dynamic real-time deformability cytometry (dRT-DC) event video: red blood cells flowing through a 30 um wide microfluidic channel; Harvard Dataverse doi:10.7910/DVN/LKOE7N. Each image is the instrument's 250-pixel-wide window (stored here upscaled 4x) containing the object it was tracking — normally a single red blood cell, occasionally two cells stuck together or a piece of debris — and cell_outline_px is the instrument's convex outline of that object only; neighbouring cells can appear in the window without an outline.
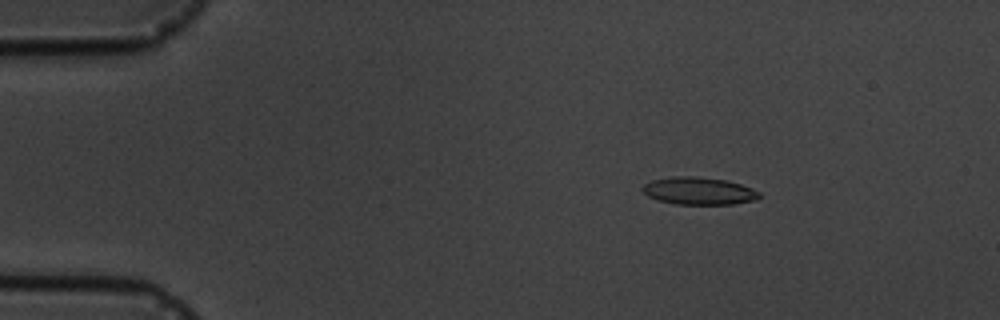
{"species": "common noctule bat (a hibernating species)", "species_latin": "Nyctalus noctula", "temperature_condition": "cold", "stored_images_in_passage": 4, "camera_frame_rate_fps": 3000, "um_per_image_px": 0.085, "animal": {"sex": "male", "body_mass_g": 19.5, "forearm_length_mm": 54.6}, "frame": {"image": 1, "passage_image": 1, "time_ms": 0.0, "image_size_px": [1000, 320], "cell_outline_px": [[760, 196], [756, 200], [732, 204], [676, 204], [656, 200], [648, 196], [640, 188], [644, 184], [652, 180], [672, 176], [696, 176], [728, 180], [752, 188], [760, 192]], "centroid_in_image_um": [59.39, 16.22], "position_along_channel_um": 25.6, "area_um2": 18.84}}
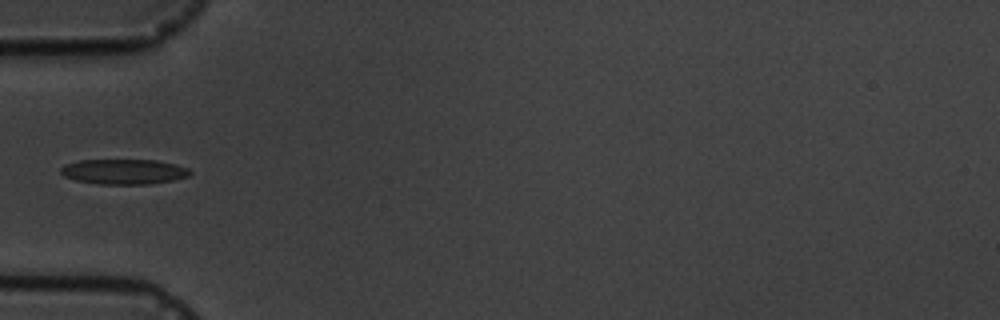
{"frame": {"image": 2, "passage_image": 4, "time_ms": 3.333, "image_size_px": [1000, 320], "cell_outline_px": [[192, 172], [188, 176], [172, 180], [152, 184], [96, 184], [76, 180], [64, 176], [60, 172], [60, 168], [64, 164], [80, 160], [156, 160], [176, 164], [188, 168]], "centroid_in_image_um": [10.51, 14.59], "position_along_channel_um": 74.5, "area_um2": 19.02}}